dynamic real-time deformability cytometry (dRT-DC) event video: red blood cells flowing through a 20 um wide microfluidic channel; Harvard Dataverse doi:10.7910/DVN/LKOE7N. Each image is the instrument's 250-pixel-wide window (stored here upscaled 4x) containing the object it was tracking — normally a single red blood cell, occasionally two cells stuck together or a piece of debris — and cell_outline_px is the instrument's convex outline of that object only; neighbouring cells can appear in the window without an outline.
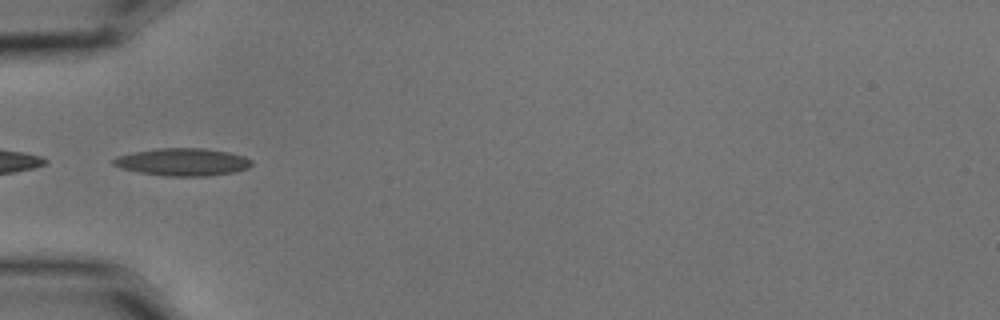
{"species": "common noctule bat (a hibernating species)", "species_latin": "Nyctalus noctula", "temperature_condition": "cold", "stored_images_in_passage": 5, "camera_frame_rate_fps": 3000, "um_per_image_px": 0.085, "animal": {"sex": "male", "body_mass_g": 15.6}, "frame": {"image": 1, "passage_image": 3, "time_ms": 0.667, "image_size_px": [1000, 320], "cell_outline_px": [[252, 164], [248, 168], [236, 172], [208, 176], [168, 176], [140, 172], [120, 168], [112, 164], [112, 160], [116, 156], [132, 152], [156, 148], [204, 148], [228, 152], [244, 156], [252, 160]], "centroid_in_image_um": [15.52, 13.76], "position_along_channel_um": 69.5, "area_um2": 22.31}}
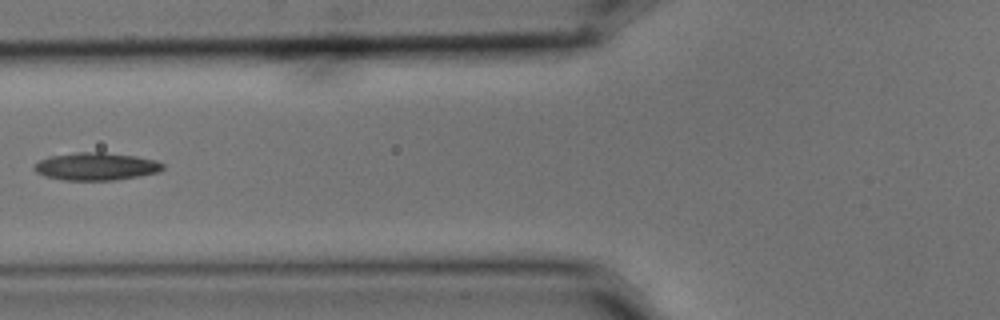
{"frame": {"image": 2, "passage_image": 4, "time_ms": 1.0, "image_size_px": [1000, 320], "cell_outline_px": [[164, 168], [160, 172], [116, 180], [64, 180], [44, 176], [36, 172], [32, 168], [32, 164], [48, 156], [76, 152], [104, 152], [136, 156], [156, 160], [164, 164]], "centroid_in_image_um": [8.14, 14.14], "position_along_channel_um": 117.7, "area_um2": 20.98}}
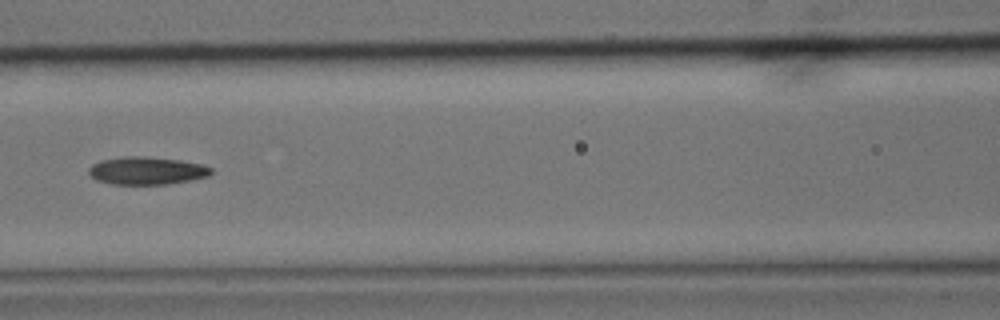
{"frame": {"image": 3, "passage_image": 5, "time_ms": 1.333, "image_size_px": [1000, 320], "cell_outline_px": [[212, 172], [208, 176], [168, 184], [112, 184], [96, 180], [88, 172], [88, 168], [92, 164], [100, 160], [124, 156], [144, 156], [180, 160], [204, 164], [212, 168]], "centroid_in_image_um": [12.46, 14.5], "position_along_channel_um": 154.1, "area_um2": 19.83}}